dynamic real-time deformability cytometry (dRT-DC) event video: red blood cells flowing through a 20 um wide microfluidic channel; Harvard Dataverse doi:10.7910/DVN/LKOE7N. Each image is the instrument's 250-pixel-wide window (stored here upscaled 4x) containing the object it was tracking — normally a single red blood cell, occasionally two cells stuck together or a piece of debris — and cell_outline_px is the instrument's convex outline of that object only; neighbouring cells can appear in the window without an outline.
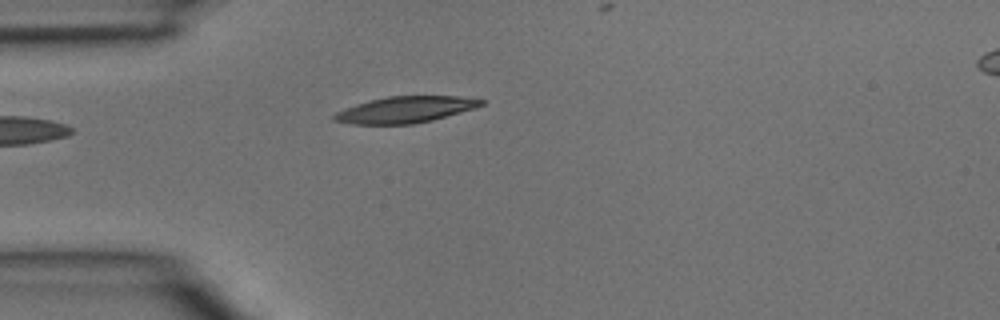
{"species": "common noctule bat (a hibernating species)", "species_latin": "Nyctalus noctula", "temperature_condition": "room temperature", "stored_images_in_passage": 3, "camera_frame_rate_fps": 3000, "um_per_image_px": 0.085, "animal": {"sex": "male", "body_mass_g": 15.6}, "frame": {"image": 1, "passage_image": 2, "time_ms": 0.333, "image_size_px": [1000, 320], "cell_outline_px": [[484, 104], [476, 108], [432, 120], [412, 124], [352, 124], [332, 120], [332, 116], [336, 112], [356, 104], [388, 96], [460, 96], [484, 100]], "centroid_in_image_um": [34.46, 9.32], "position_along_channel_um": 50.5, "area_um2": 22.43}}